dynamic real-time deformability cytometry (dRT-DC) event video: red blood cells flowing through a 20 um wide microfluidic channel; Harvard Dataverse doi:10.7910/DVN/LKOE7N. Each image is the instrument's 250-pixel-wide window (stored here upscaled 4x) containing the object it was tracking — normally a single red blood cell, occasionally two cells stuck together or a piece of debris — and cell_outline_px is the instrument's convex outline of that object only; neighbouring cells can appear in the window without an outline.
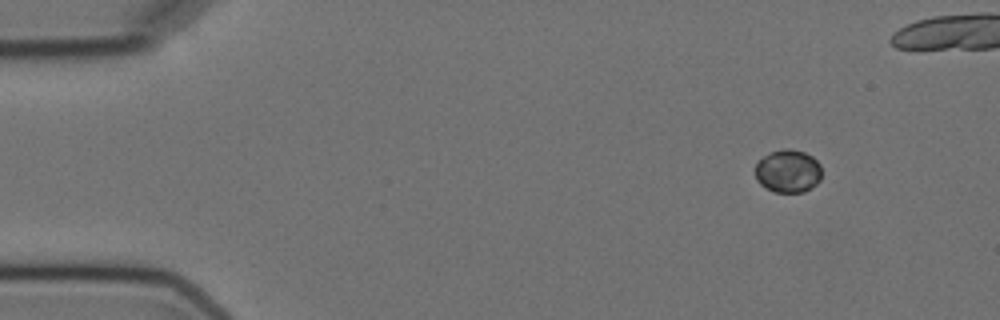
{"species": "Egyptian fruit bat (a non-hibernating species)", "species_latin": "Rousettus aegyptiacus", "temperature_condition": "cold", "stored_images_in_passage": 3, "camera_frame_rate_fps": 3000, "um_per_image_px": 0.085, "animal": {"sex": "female"}, "frame": {"image": 1, "passage_image": 1, "time_ms": 0.0, "image_size_px": [1000, 320], "cell_outline_px": [[820, 180], [812, 188], [804, 192], [772, 192], [764, 188], [756, 180], [756, 164], [768, 152], [784, 148], [788, 148], [804, 152], [812, 156], [820, 164]], "centroid_in_image_um": [66.97, 14.55], "position_along_channel_um": 18.0, "area_um2": 16.82}}